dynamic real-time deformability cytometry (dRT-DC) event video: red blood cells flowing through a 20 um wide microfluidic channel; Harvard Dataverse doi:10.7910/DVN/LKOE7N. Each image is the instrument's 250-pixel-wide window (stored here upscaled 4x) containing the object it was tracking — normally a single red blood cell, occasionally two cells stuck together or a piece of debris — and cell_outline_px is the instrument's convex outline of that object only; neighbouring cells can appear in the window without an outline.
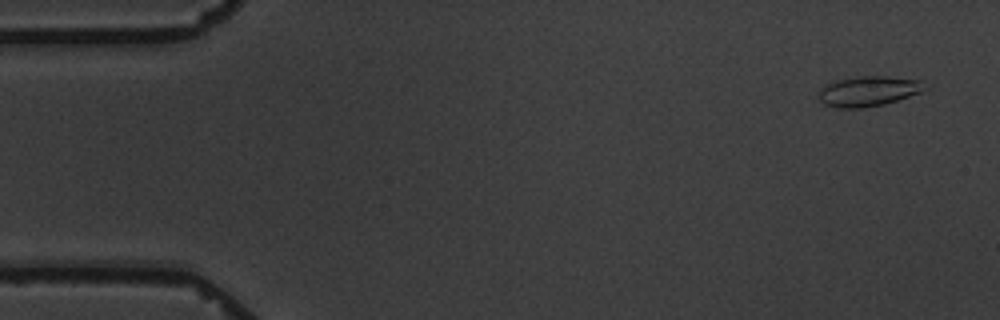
{"species": "common noctule bat (a hibernating species)", "species_latin": "Nyctalus noctula", "temperature_condition": "warm", "stored_images_in_passage": 4, "camera_frame_rate_fps": 3000, "um_per_image_px": 0.085, "animal": {"sex": "male", "body_mass_g": 19.5, "forearm_length_mm": 54.6}, "frame": {"image": 1, "passage_image": 1, "time_ms": 0.0, "image_size_px": [1000, 320], "cell_outline_px": [[928, 88], [920, 92], [884, 104], [860, 108], [836, 108], [824, 104], [820, 100], [820, 92], [828, 84], [836, 80], [860, 76], [888, 76], [920, 80]], "centroid_in_image_um": [73.84, 7.75], "position_along_channel_um": 11.2, "area_um2": 18.32}}